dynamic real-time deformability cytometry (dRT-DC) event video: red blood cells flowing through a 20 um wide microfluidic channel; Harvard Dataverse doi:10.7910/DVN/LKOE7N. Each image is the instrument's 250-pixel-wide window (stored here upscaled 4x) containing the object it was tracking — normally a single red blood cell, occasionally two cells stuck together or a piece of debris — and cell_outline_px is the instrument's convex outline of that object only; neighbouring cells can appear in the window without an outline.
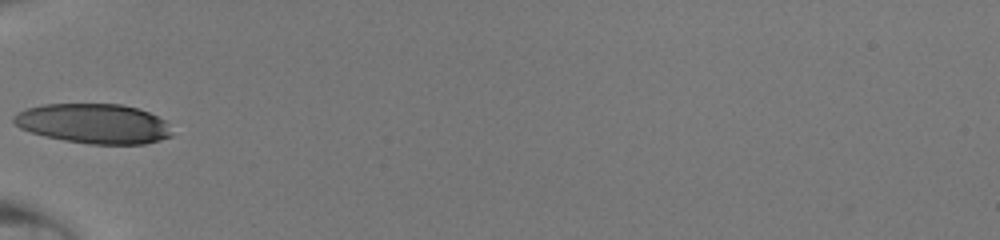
{"species": "human", "species_latin": "Homo sapiens", "temperature_condition": "room temperature", "stored_images_in_passage": 30, "camera_frame_rate_fps": 3000, "um_per_image_px": 0.085, "donor": {"sex": "male"}, "frame": {"image": 1, "passage_image": 1, "time_ms": 0.0, "image_size_px": [1000, 240], "cell_outline_px": [[172, 136], [160, 140], [144, 144], [88, 144], [64, 140], [44, 136], [20, 128], [12, 120], [12, 116], [16, 112], [28, 108], [44, 104], [120, 104], [136, 108], [148, 112], [164, 120], [172, 132]], "centroid_in_image_um": [7.94, 10.51], "position_along_channel_um": 77.1, "area_um2": 36.59}}
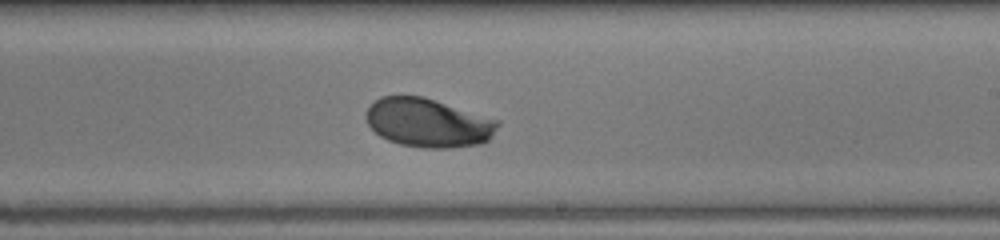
{"frame": {"image": 2, "passage_image": 13, "time_ms": 4.0, "image_size_px": [1000, 240], "cell_outline_px": [[500, 124], [492, 136], [488, 140], [480, 144], [448, 148], [424, 148], [400, 144], [388, 140], [380, 136], [368, 124], [364, 116], [368, 108], [380, 96], [424, 96], [500, 120]], "centroid_in_image_um": [36.41, 10.43], "position_along_channel_um": 252.6, "area_um2": 37.57}}
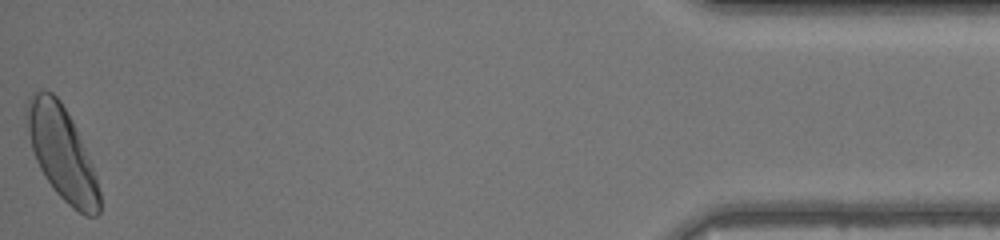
{"frame": {"image": 3, "passage_image": 30, "time_ms": 9.667, "image_size_px": [1000, 240], "cell_outline_px": [[100, 212], [96, 216], [84, 216], [72, 208], [56, 192], [44, 176], [36, 160], [32, 148], [24, 116], [24, 108], [32, 92], [40, 88], [52, 92], [60, 100], [72, 120], [88, 156], [96, 176], [100, 192]], "centroid_in_image_um": [5.23, 12.98], "position_along_channel_um": 430.0, "area_um2": 39.42}}